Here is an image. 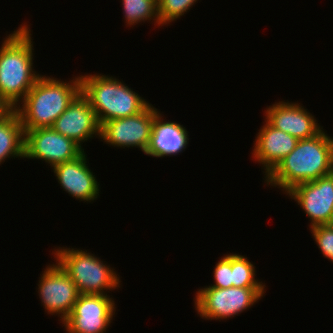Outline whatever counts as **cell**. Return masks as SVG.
I'll list each match as a JSON object with an SVG mask.
<instances>
[{
  "label": "cell",
  "mask_w": 333,
  "mask_h": 333,
  "mask_svg": "<svg viewBox=\"0 0 333 333\" xmlns=\"http://www.w3.org/2000/svg\"><path fill=\"white\" fill-rule=\"evenodd\" d=\"M286 194L305 211L310 228L333 224V173L300 183Z\"/></svg>",
  "instance_id": "8fae6325"
},
{
  "label": "cell",
  "mask_w": 333,
  "mask_h": 333,
  "mask_svg": "<svg viewBox=\"0 0 333 333\" xmlns=\"http://www.w3.org/2000/svg\"><path fill=\"white\" fill-rule=\"evenodd\" d=\"M332 163L333 137L323 129L312 138L298 140L295 149L264 175V182L267 186L282 188L286 194L300 183L331 174Z\"/></svg>",
  "instance_id": "6da1fadb"
},
{
  "label": "cell",
  "mask_w": 333,
  "mask_h": 333,
  "mask_svg": "<svg viewBox=\"0 0 333 333\" xmlns=\"http://www.w3.org/2000/svg\"><path fill=\"white\" fill-rule=\"evenodd\" d=\"M55 261L72 279L79 294L107 295V290L120 288V277L114 267L106 265L99 257L77 248L53 249Z\"/></svg>",
  "instance_id": "5b68a950"
},
{
  "label": "cell",
  "mask_w": 333,
  "mask_h": 333,
  "mask_svg": "<svg viewBox=\"0 0 333 333\" xmlns=\"http://www.w3.org/2000/svg\"><path fill=\"white\" fill-rule=\"evenodd\" d=\"M3 39L0 48V97L14 109L40 77L34 70V47L30 25Z\"/></svg>",
  "instance_id": "7a4b0ae2"
},
{
  "label": "cell",
  "mask_w": 333,
  "mask_h": 333,
  "mask_svg": "<svg viewBox=\"0 0 333 333\" xmlns=\"http://www.w3.org/2000/svg\"><path fill=\"white\" fill-rule=\"evenodd\" d=\"M198 0H157L158 16L161 26L169 25L196 4Z\"/></svg>",
  "instance_id": "ffe728a7"
},
{
  "label": "cell",
  "mask_w": 333,
  "mask_h": 333,
  "mask_svg": "<svg viewBox=\"0 0 333 333\" xmlns=\"http://www.w3.org/2000/svg\"><path fill=\"white\" fill-rule=\"evenodd\" d=\"M38 295L45 312L58 315L63 322L71 313L79 292L72 279L55 261L40 274Z\"/></svg>",
  "instance_id": "30bf717a"
},
{
  "label": "cell",
  "mask_w": 333,
  "mask_h": 333,
  "mask_svg": "<svg viewBox=\"0 0 333 333\" xmlns=\"http://www.w3.org/2000/svg\"><path fill=\"white\" fill-rule=\"evenodd\" d=\"M265 290V287H205L196 291L193 300L202 319L221 321L249 310L262 299Z\"/></svg>",
  "instance_id": "8992f818"
},
{
  "label": "cell",
  "mask_w": 333,
  "mask_h": 333,
  "mask_svg": "<svg viewBox=\"0 0 333 333\" xmlns=\"http://www.w3.org/2000/svg\"><path fill=\"white\" fill-rule=\"evenodd\" d=\"M161 112L155 116L150 143L145 155L160 158L181 153L189 144L186 128L176 122L164 121Z\"/></svg>",
  "instance_id": "2e32d148"
},
{
  "label": "cell",
  "mask_w": 333,
  "mask_h": 333,
  "mask_svg": "<svg viewBox=\"0 0 333 333\" xmlns=\"http://www.w3.org/2000/svg\"><path fill=\"white\" fill-rule=\"evenodd\" d=\"M256 135L252 159L260 163L267 176L277 164L289 155L298 142V139L273 127L266 119Z\"/></svg>",
  "instance_id": "9a60e30c"
},
{
  "label": "cell",
  "mask_w": 333,
  "mask_h": 333,
  "mask_svg": "<svg viewBox=\"0 0 333 333\" xmlns=\"http://www.w3.org/2000/svg\"><path fill=\"white\" fill-rule=\"evenodd\" d=\"M214 284L206 287L230 288L232 287V253L221 257L214 268Z\"/></svg>",
  "instance_id": "7402d4cb"
},
{
  "label": "cell",
  "mask_w": 333,
  "mask_h": 333,
  "mask_svg": "<svg viewBox=\"0 0 333 333\" xmlns=\"http://www.w3.org/2000/svg\"><path fill=\"white\" fill-rule=\"evenodd\" d=\"M84 152L74 140L56 132L52 127L25 132L24 158L39 159L54 167L75 159Z\"/></svg>",
  "instance_id": "9c48e42d"
},
{
  "label": "cell",
  "mask_w": 333,
  "mask_h": 333,
  "mask_svg": "<svg viewBox=\"0 0 333 333\" xmlns=\"http://www.w3.org/2000/svg\"><path fill=\"white\" fill-rule=\"evenodd\" d=\"M159 112L150 104L138 114L106 121L100 125L99 139L114 147L140 148L139 150L145 154L150 143L155 116Z\"/></svg>",
  "instance_id": "52a82bcc"
},
{
  "label": "cell",
  "mask_w": 333,
  "mask_h": 333,
  "mask_svg": "<svg viewBox=\"0 0 333 333\" xmlns=\"http://www.w3.org/2000/svg\"><path fill=\"white\" fill-rule=\"evenodd\" d=\"M11 110L12 108L0 97V120Z\"/></svg>",
  "instance_id": "603a6c76"
},
{
  "label": "cell",
  "mask_w": 333,
  "mask_h": 333,
  "mask_svg": "<svg viewBox=\"0 0 333 333\" xmlns=\"http://www.w3.org/2000/svg\"><path fill=\"white\" fill-rule=\"evenodd\" d=\"M255 276L253 263L244 255L232 253V287H266Z\"/></svg>",
  "instance_id": "d6986e66"
},
{
  "label": "cell",
  "mask_w": 333,
  "mask_h": 333,
  "mask_svg": "<svg viewBox=\"0 0 333 333\" xmlns=\"http://www.w3.org/2000/svg\"><path fill=\"white\" fill-rule=\"evenodd\" d=\"M57 79L40 75L21 103L14 108L24 133L27 130L51 127L81 92L80 76L73 77L68 83Z\"/></svg>",
  "instance_id": "3957f363"
},
{
  "label": "cell",
  "mask_w": 333,
  "mask_h": 333,
  "mask_svg": "<svg viewBox=\"0 0 333 333\" xmlns=\"http://www.w3.org/2000/svg\"><path fill=\"white\" fill-rule=\"evenodd\" d=\"M83 152L75 159L52 167L61 188L72 197L91 202L99 196V182L87 164V154Z\"/></svg>",
  "instance_id": "5bb4252c"
},
{
  "label": "cell",
  "mask_w": 333,
  "mask_h": 333,
  "mask_svg": "<svg viewBox=\"0 0 333 333\" xmlns=\"http://www.w3.org/2000/svg\"><path fill=\"white\" fill-rule=\"evenodd\" d=\"M25 133L18 113L12 109L0 120V165L7 158H24Z\"/></svg>",
  "instance_id": "e0dca14e"
},
{
  "label": "cell",
  "mask_w": 333,
  "mask_h": 333,
  "mask_svg": "<svg viewBox=\"0 0 333 333\" xmlns=\"http://www.w3.org/2000/svg\"><path fill=\"white\" fill-rule=\"evenodd\" d=\"M124 20L127 26L153 20L154 26H161L157 0H121Z\"/></svg>",
  "instance_id": "ac0fdd59"
},
{
  "label": "cell",
  "mask_w": 333,
  "mask_h": 333,
  "mask_svg": "<svg viewBox=\"0 0 333 333\" xmlns=\"http://www.w3.org/2000/svg\"><path fill=\"white\" fill-rule=\"evenodd\" d=\"M265 111V119L276 129L300 139H309L323 130L315 116L300 103L278 101Z\"/></svg>",
  "instance_id": "4fadbf2b"
},
{
  "label": "cell",
  "mask_w": 333,
  "mask_h": 333,
  "mask_svg": "<svg viewBox=\"0 0 333 333\" xmlns=\"http://www.w3.org/2000/svg\"><path fill=\"white\" fill-rule=\"evenodd\" d=\"M310 231L323 256L333 263V224L318 225Z\"/></svg>",
  "instance_id": "44dd1931"
},
{
  "label": "cell",
  "mask_w": 333,
  "mask_h": 333,
  "mask_svg": "<svg viewBox=\"0 0 333 333\" xmlns=\"http://www.w3.org/2000/svg\"><path fill=\"white\" fill-rule=\"evenodd\" d=\"M56 132L82 144L100 137V124L87 98L80 92L51 126ZM95 135V136H94ZM83 142V143H82Z\"/></svg>",
  "instance_id": "7c38bea8"
},
{
  "label": "cell",
  "mask_w": 333,
  "mask_h": 333,
  "mask_svg": "<svg viewBox=\"0 0 333 333\" xmlns=\"http://www.w3.org/2000/svg\"><path fill=\"white\" fill-rule=\"evenodd\" d=\"M109 295L79 294L70 315L61 322L67 333H104L115 315Z\"/></svg>",
  "instance_id": "ba28073f"
},
{
  "label": "cell",
  "mask_w": 333,
  "mask_h": 333,
  "mask_svg": "<svg viewBox=\"0 0 333 333\" xmlns=\"http://www.w3.org/2000/svg\"><path fill=\"white\" fill-rule=\"evenodd\" d=\"M79 76L81 93L89 101L100 125L106 121L138 114L150 105L116 77L105 74Z\"/></svg>",
  "instance_id": "277c9868"
}]
</instances>
